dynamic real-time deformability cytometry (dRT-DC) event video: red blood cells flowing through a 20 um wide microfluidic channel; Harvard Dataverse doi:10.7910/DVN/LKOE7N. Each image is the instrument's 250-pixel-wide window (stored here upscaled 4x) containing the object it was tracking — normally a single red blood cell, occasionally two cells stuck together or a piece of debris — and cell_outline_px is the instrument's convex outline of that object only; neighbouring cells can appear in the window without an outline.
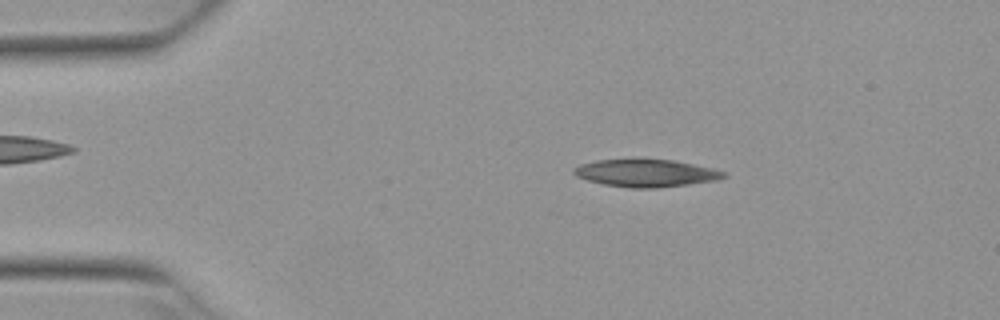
{"species": "Egyptian fruit bat (a non-hibernating species)", "species_latin": "Rousettus aegyptiacus", "temperature_condition": "warm", "stored_images_in_passage": 6, "camera_frame_rate_fps": 3000, "um_per_image_px": 0.085, "animal": {"sex": "female"}, "frame": {"image": 1, "passage_image": 2, "time_ms": 0.333, "image_size_px": [1000, 320], "cell_outline_px": [[728, 176], [716, 180], [688, 184], [656, 188], [628, 188], [604, 184], [588, 180], [576, 176], [572, 172], [572, 168], [580, 164], [596, 160], [636, 156], [672, 160], [712, 168], [728, 172]], "centroid_in_image_um": [54.86, 14.67], "position_along_channel_um": 30.1, "area_um2": 24.91}}
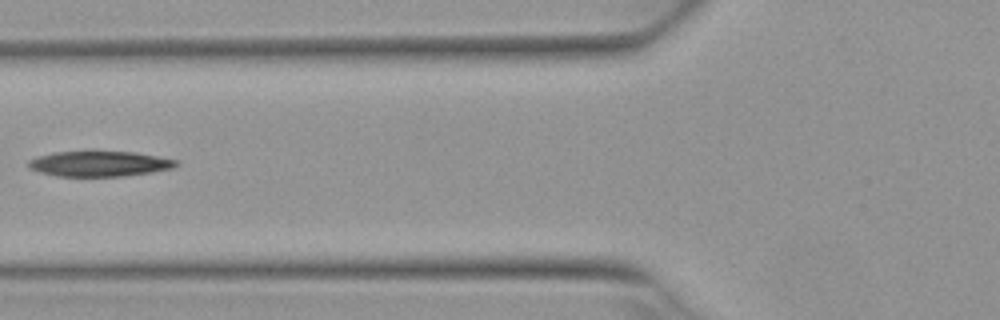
{"frame": {"image": 2, "passage_image": 5, "time_ms": 1.333, "image_size_px": [1000, 320], "cell_outline_px": [[180, 164], [172, 168], [152, 172], [120, 176], [56, 176], [40, 172], [28, 168], [28, 160], [36, 156], [52, 152], [92, 148], [136, 152], [180, 160]], "centroid_in_image_um": [8.43, 13.86], "position_along_channel_um": 117.4, "area_um2": 23.06}}
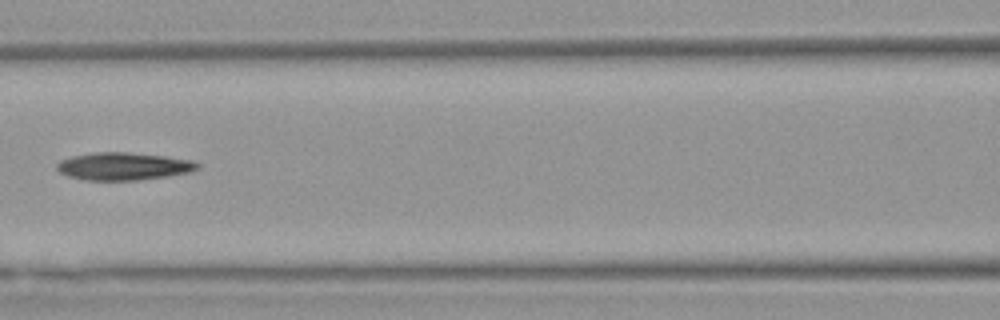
{"frame": {"image": 3, "passage_image": 6, "time_ms": 1.667, "image_size_px": [1000, 320], "cell_outline_px": [[200, 168], [188, 172], [168, 176], [140, 180], [84, 180], [68, 176], [60, 172], [56, 168], [56, 164], [60, 160], [72, 156], [92, 152], [128, 152], [164, 156], [192, 160], [200, 164]], "centroid_in_image_um": [10.48, 14.13], "position_along_channel_um": 156.1, "area_um2": 22.72}}